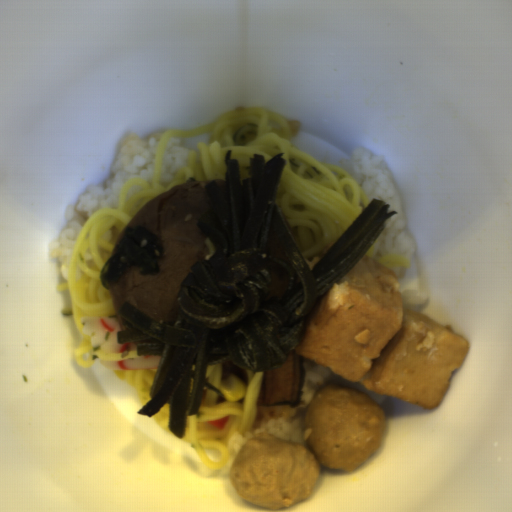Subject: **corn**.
Masks as SVG:
<instances>
[{
    "mask_svg": "<svg viewBox=\"0 0 512 512\" xmlns=\"http://www.w3.org/2000/svg\"><path fill=\"white\" fill-rule=\"evenodd\" d=\"M221 393L225 399L232 403L239 401L241 398L247 395V389L245 384L237 380L233 375L229 377L226 382L222 381Z\"/></svg>",
    "mask_w": 512,
    "mask_h": 512,
    "instance_id": "51d56268",
    "label": "corn"
}]
</instances>
